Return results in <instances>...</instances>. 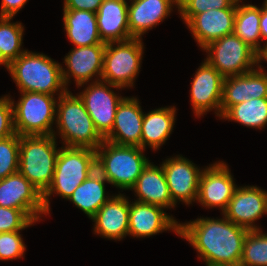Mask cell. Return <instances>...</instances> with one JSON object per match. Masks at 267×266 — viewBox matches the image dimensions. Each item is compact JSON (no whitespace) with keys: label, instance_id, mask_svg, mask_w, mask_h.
<instances>
[{"label":"cell","instance_id":"1","mask_svg":"<svg viewBox=\"0 0 267 266\" xmlns=\"http://www.w3.org/2000/svg\"><path fill=\"white\" fill-rule=\"evenodd\" d=\"M249 230L229 221L200 217L179 223V235L199 253L206 265L239 266L243 242Z\"/></svg>","mask_w":267,"mask_h":266},{"label":"cell","instance_id":"2","mask_svg":"<svg viewBox=\"0 0 267 266\" xmlns=\"http://www.w3.org/2000/svg\"><path fill=\"white\" fill-rule=\"evenodd\" d=\"M7 70L20 92H38L52 96L56 93L60 97L68 91L62 77V65L43 53L26 50L9 63Z\"/></svg>","mask_w":267,"mask_h":266},{"label":"cell","instance_id":"3","mask_svg":"<svg viewBox=\"0 0 267 266\" xmlns=\"http://www.w3.org/2000/svg\"><path fill=\"white\" fill-rule=\"evenodd\" d=\"M138 146L117 145L109 141L96 149V169L116 188L131 190L150 162Z\"/></svg>","mask_w":267,"mask_h":266},{"label":"cell","instance_id":"4","mask_svg":"<svg viewBox=\"0 0 267 266\" xmlns=\"http://www.w3.org/2000/svg\"><path fill=\"white\" fill-rule=\"evenodd\" d=\"M56 128L66 147L96 150L104 138L95 129L84 103L78 95L67 91L57 98Z\"/></svg>","mask_w":267,"mask_h":266},{"label":"cell","instance_id":"5","mask_svg":"<svg viewBox=\"0 0 267 266\" xmlns=\"http://www.w3.org/2000/svg\"><path fill=\"white\" fill-rule=\"evenodd\" d=\"M96 170V150L62 146L56 160L51 185L42 195L43 206L48 215L50 199L54 193L67 199L74 190Z\"/></svg>","mask_w":267,"mask_h":266},{"label":"cell","instance_id":"6","mask_svg":"<svg viewBox=\"0 0 267 266\" xmlns=\"http://www.w3.org/2000/svg\"><path fill=\"white\" fill-rule=\"evenodd\" d=\"M53 135L20 136L19 172L43 195L52 183L60 148Z\"/></svg>","mask_w":267,"mask_h":266},{"label":"cell","instance_id":"7","mask_svg":"<svg viewBox=\"0 0 267 266\" xmlns=\"http://www.w3.org/2000/svg\"><path fill=\"white\" fill-rule=\"evenodd\" d=\"M13 105L14 129L19 136L53 135L56 124V103L54 96L38 92H20Z\"/></svg>","mask_w":267,"mask_h":266},{"label":"cell","instance_id":"8","mask_svg":"<svg viewBox=\"0 0 267 266\" xmlns=\"http://www.w3.org/2000/svg\"><path fill=\"white\" fill-rule=\"evenodd\" d=\"M143 48L141 38L106 43L101 80L123 89L133 87L140 72Z\"/></svg>","mask_w":267,"mask_h":266},{"label":"cell","instance_id":"9","mask_svg":"<svg viewBox=\"0 0 267 266\" xmlns=\"http://www.w3.org/2000/svg\"><path fill=\"white\" fill-rule=\"evenodd\" d=\"M205 60L224 78L242 75L259 65L258 53L234 33L211 42L202 49Z\"/></svg>","mask_w":267,"mask_h":266},{"label":"cell","instance_id":"10","mask_svg":"<svg viewBox=\"0 0 267 266\" xmlns=\"http://www.w3.org/2000/svg\"><path fill=\"white\" fill-rule=\"evenodd\" d=\"M89 84L77 95L84 103L95 129L104 138L112 130L118 105L124 98L115 94L111 88H122L102 80Z\"/></svg>","mask_w":267,"mask_h":266},{"label":"cell","instance_id":"11","mask_svg":"<svg viewBox=\"0 0 267 266\" xmlns=\"http://www.w3.org/2000/svg\"><path fill=\"white\" fill-rule=\"evenodd\" d=\"M161 165L172 202L176 205L178 201H182L185 205H190L197 201L199 180L203 169L201 170L182 155L168 158Z\"/></svg>","mask_w":267,"mask_h":266},{"label":"cell","instance_id":"12","mask_svg":"<svg viewBox=\"0 0 267 266\" xmlns=\"http://www.w3.org/2000/svg\"><path fill=\"white\" fill-rule=\"evenodd\" d=\"M229 167L223 161L215 162L203 169L197 201L206 208H220L222 213L237 188Z\"/></svg>","mask_w":267,"mask_h":266},{"label":"cell","instance_id":"13","mask_svg":"<svg viewBox=\"0 0 267 266\" xmlns=\"http://www.w3.org/2000/svg\"><path fill=\"white\" fill-rule=\"evenodd\" d=\"M105 48L106 43L74 47L64 56L63 63L67 68L62 67V77L67 89L71 77L75 79L77 88L84 87L93 76L96 79L92 82L101 80Z\"/></svg>","mask_w":267,"mask_h":266},{"label":"cell","instance_id":"14","mask_svg":"<svg viewBox=\"0 0 267 266\" xmlns=\"http://www.w3.org/2000/svg\"><path fill=\"white\" fill-rule=\"evenodd\" d=\"M265 214L267 215V191L257 186H237L222 213L229 221L249 231L261 229L255 221Z\"/></svg>","mask_w":267,"mask_h":266},{"label":"cell","instance_id":"15","mask_svg":"<svg viewBox=\"0 0 267 266\" xmlns=\"http://www.w3.org/2000/svg\"><path fill=\"white\" fill-rule=\"evenodd\" d=\"M224 77L206 60L197 69L190 89V102L196 117L215 111L220 117Z\"/></svg>","mask_w":267,"mask_h":266},{"label":"cell","instance_id":"16","mask_svg":"<svg viewBox=\"0 0 267 266\" xmlns=\"http://www.w3.org/2000/svg\"><path fill=\"white\" fill-rule=\"evenodd\" d=\"M0 206L24 210L37 222L46 215L41 193L19 171L0 180Z\"/></svg>","mask_w":267,"mask_h":266},{"label":"cell","instance_id":"17","mask_svg":"<svg viewBox=\"0 0 267 266\" xmlns=\"http://www.w3.org/2000/svg\"><path fill=\"white\" fill-rule=\"evenodd\" d=\"M164 208L139 201L129 202L128 235L136 238L150 237L172 229L179 235V223Z\"/></svg>","mask_w":267,"mask_h":266},{"label":"cell","instance_id":"18","mask_svg":"<svg viewBox=\"0 0 267 266\" xmlns=\"http://www.w3.org/2000/svg\"><path fill=\"white\" fill-rule=\"evenodd\" d=\"M237 1L224 9H212L196 14L186 25L200 48L234 32Z\"/></svg>","mask_w":267,"mask_h":266},{"label":"cell","instance_id":"19","mask_svg":"<svg viewBox=\"0 0 267 266\" xmlns=\"http://www.w3.org/2000/svg\"><path fill=\"white\" fill-rule=\"evenodd\" d=\"M139 103L135 97L122 99L115 114L112 130L104 137L105 141L141 148L144 112Z\"/></svg>","mask_w":267,"mask_h":266},{"label":"cell","instance_id":"20","mask_svg":"<svg viewBox=\"0 0 267 266\" xmlns=\"http://www.w3.org/2000/svg\"><path fill=\"white\" fill-rule=\"evenodd\" d=\"M94 234L111 240H121L128 235L129 200L124 194L113 195L91 218Z\"/></svg>","mask_w":267,"mask_h":266},{"label":"cell","instance_id":"21","mask_svg":"<svg viewBox=\"0 0 267 266\" xmlns=\"http://www.w3.org/2000/svg\"><path fill=\"white\" fill-rule=\"evenodd\" d=\"M128 5V24L133 38H142L149 29L159 25L170 16L176 0H130Z\"/></svg>","mask_w":267,"mask_h":266},{"label":"cell","instance_id":"22","mask_svg":"<svg viewBox=\"0 0 267 266\" xmlns=\"http://www.w3.org/2000/svg\"><path fill=\"white\" fill-rule=\"evenodd\" d=\"M128 5L126 0H103L96 12L102 42H124L133 38L128 24Z\"/></svg>","mask_w":267,"mask_h":266},{"label":"cell","instance_id":"23","mask_svg":"<svg viewBox=\"0 0 267 266\" xmlns=\"http://www.w3.org/2000/svg\"><path fill=\"white\" fill-rule=\"evenodd\" d=\"M131 190H134L135 196L138 197L136 201L164 209L176 206L172 202L162 165L158 167L149 162Z\"/></svg>","mask_w":267,"mask_h":266},{"label":"cell","instance_id":"24","mask_svg":"<svg viewBox=\"0 0 267 266\" xmlns=\"http://www.w3.org/2000/svg\"><path fill=\"white\" fill-rule=\"evenodd\" d=\"M176 108L161 107L145 113L142 122L141 148L147 146L153 151L158 150L172 133L175 125Z\"/></svg>","mask_w":267,"mask_h":266},{"label":"cell","instance_id":"25","mask_svg":"<svg viewBox=\"0 0 267 266\" xmlns=\"http://www.w3.org/2000/svg\"><path fill=\"white\" fill-rule=\"evenodd\" d=\"M64 29L75 47L104 43L100 39L96 13L85 10H64Z\"/></svg>","mask_w":267,"mask_h":266},{"label":"cell","instance_id":"26","mask_svg":"<svg viewBox=\"0 0 267 266\" xmlns=\"http://www.w3.org/2000/svg\"><path fill=\"white\" fill-rule=\"evenodd\" d=\"M108 181L96 169L84 180L68 198L77 208L90 219L111 198L105 194V183Z\"/></svg>","mask_w":267,"mask_h":266},{"label":"cell","instance_id":"27","mask_svg":"<svg viewBox=\"0 0 267 266\" xmlns=\"http://www.w3.org/2000/svg\"><path fill=\"white\" fill-rule=\"evenodd\" d=\"M237 0V9L234 20V34L253 48L258 54L263 50L260 41V7L252 4H243ZM239 3H242L240 5Z\"/></svg>","mask_w":267,"mask_h":266},{"label":"cell","instance_id":"28","mask_svg":"<svg viewBox=\"0 0 267 266\" xmlns=\"http://www.w3.org/2000/svg\"><path fill=\"white\" fill-rule=\"evenodd\" d=\"M220 119L262 130L267 125V97L254 98L231 106Z\"/></svg>","mask_w":267,"mask_h":266},{"label":"cell","instance_id":"29","mask_svg":"<svg viewBox=\"0 0 267 266\" xmlns=\"http://www.w3.org/2000/svg\"><path fill=\"white\" fill-rule=\"evenodd\" d=\"M251 71L242 75L225 77L223 81L221 116L233 105L251 99Z\"/></svg>","mask_w":267,"mask_h":266},{"label":"cell","instance_id":"30","mask_svg":"<svg viewBox=\"0 0 267 266\" xmlns=\"http://www.w3.org/2000/svg\"><path fill=\"white\" fill-rule=\"evenodd\" d=\"M12 19L13 17H0V50L9 62L26 51L21 49L24 26L20 22H11Z\"/></svg>","mask_w":267,"mask_h":266},{"label":"cell","instance_id":"31","mask_svg":"<svg viewBox=\"0 0 267 266\" xmlns=\"http://www.w3.org/2000/svg\"><path fill=\"white\" fill-rule=\"evenodd\" d=\"M239 266H267V234L261 229L248 231Z\"/></svg>","mask_w":267,"mask_h":266},{"label":"cell","instance_id":"32","mask_svg":"<svg viewBox=\"0 0 267 266\" xmlns=\"http://www.w3.org/2000/svg\"><path fill=\"white\" fill-rule=\"evenodd\" d=\"M20 136H12L0 140V180L19 171Z\"/></svg>","mask_w":267,"mask_h":266},{"label":"cell","instance_id":"33","mask_svg":"<svg viewBox=\"0 0 267 266\" xmlns=\"http://www.w3.org/2000/svg\"><path fill=\"white\" fill-rule=\"evenodd\" d=\"M237 0H180L178 12L187 24L196 14L212 9L230 8Z\"/></svg>","mask_w":267,"mask_h":266},{"label":"cell","instance_id":"34","mask_svg":"<svg viewBox=\"0 0 267 266\" xmlns=\"http://www.w3.org/2000/svg\"><path fill=\"white\" fill-rule=\"evenodd\" d=\"M36 222L24 210L0 206V232L22 231Z\"/></svg>","mask_w":267,"mask_h":266},{"label":"cell","instance_id":"35","mask_svg":"<svg viewBox=\"0 0 267 266\" xmlns=\"http://www.w3.org/2000/svg\"><path fill=\"white\" fill-rule=\"evenodd\" d=\"M26 246L20 231L2 232L0 235V261L23 258Z\"/></svg>","mask_w":267,"mask_h":266},{"label":"cell","instance_id":"36","mask_svg":"<svg viewBox=\"0 0 267 266\" xmlns=\"http://www.w3.org/2000/svg\"><path fill=\"white\" fill-rule=\"evenodd\" d=\"M13 105L9 95L0 98V140L14 135Z\"/></svg>","mask_w":267,"mask_h":266},{"label":"cell","instance_id":"37","mask_svg":"<svg viewBox=\"0 0 267 266\" xmlns=\"http://www.w3.org/2000/svg\"><path fill=\"white\" fill-rule=\"evenodd\" d=\"M259 64L251 70V98L267 97V73Z\"/></svg>","mask_w":267,"mask_h":266},{"label":"cell","instance_id":"38","mask_svg":"<svg viewBox=\"0 0 267 266\" xmlns=\"http://www.w3.org/2000/svg\"><path fill=\"white\" fill-rule=\"evenodd\" d=\"M103 0H64L63 10H85L96 13Z\"/></svg>","mask_w":267,"mask_h":266},{"label":"cell","instance_id":"39","mask_svg":"<svg viewBox=\"0 0 267 266\" xmlns=\"http://www.w3.org/2000/svg\"><path fill=\"white\" fill-rule=\"evenodd\" d=\"M28 0H2L0 17H14Z\"/></svg>","mask_w":267,"mask_h":266},{"label":"cell","instance_id":"40","mask_svg":"<svg viewBox=\"0 0 267 266\" xmlns=\"http://www.w3.org/2000/svg\"><path fill=\"white\" fill-rule=\"evenodd\" d=\"M260 32L262 40H267V7H260ZM267 45V41H265Z\"/></svg>","mask_w":267,"mask_h":266},{"label":"cell","instance_id":"41","mask_svg":"<svg viewBox=\"0 0 267 266\" xmlns=\"http://www.w3.org/2000/svg\"><path fill=\"white\" fill-rule=\"evenodd\" d=\"M263 50L258 54V60L259 63H262L261 61H267V45H263Z\"/></svg>","mask_w":267,"mask_h":266},{"label":"cell","instance_id":"42","mask_svg":"<svg viewBox=\"0 0 267 266\" xmlns=\"http://www.w3.org/2000/svg\"><path fill=\"white\" fill-rule=\"evenodd\" d=\"M9 61L2 55V50H0V65H4V67H6V69L9 66Z\"/></svg>","mask_w":267,"mask_h":266},{"label":"cell","instance_id":"43","mask_svg":"<svg viewBox=\"0 0 267 266\" xmlns=\"http://www.w3.org/2000/svg\"><path fill=\"white\" fill-rule=\"evenodd\" d=\"M263 5L267 7V0L264 1Z\"/></svg>","mask_w":267,"mask_h":266},{"label":"cell","instance_id":"44","mask_svg":"<svg viewBox=\"0 0 267 266\" xmlns=\"http://www.w3.org/2000/svg\"><path fill=\"white\" fill-rule=\"evenodd\" d=\"M206 266H224V265H206Z\"/></svg>","mask_w":267,"mask_h":266}]
</instances>
